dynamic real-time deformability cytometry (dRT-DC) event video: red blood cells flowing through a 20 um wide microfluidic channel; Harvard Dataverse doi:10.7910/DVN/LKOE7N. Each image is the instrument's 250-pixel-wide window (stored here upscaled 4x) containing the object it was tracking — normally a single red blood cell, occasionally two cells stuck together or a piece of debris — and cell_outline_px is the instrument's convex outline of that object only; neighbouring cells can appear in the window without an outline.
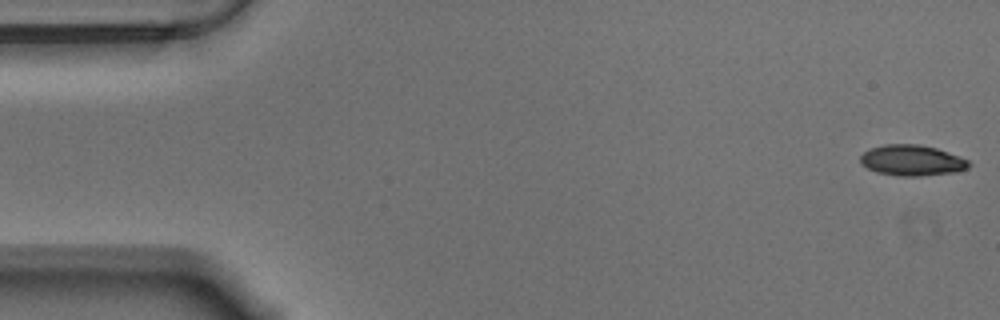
{"species": "Egyptian fruit bat (a non-hibernating species)", "species_latin": "Rousettus aegyptiacus", "temperature_condition": "warm", "stored_images_in_passage": 57, "camera_frame_rate_fps": 3000, "um_per_image_px": 0.085, "animal": {"sex": "male"}, "frame": {"image": 1, "passage_image": 1, "time_ms": 0.0, "image_size_px": [1000, 320], "cell_outline_px": [[972, 164], [968, 168], [956, 172], [920, 176], [900, 176], [876, 172], [868, 168], [860, 160], [860, 156], [868, 148], [884, 144], [920, 144], [936, 148], [960, 156], [968, 160]], "centroid_in_image_um": [77.53, 13.62], "position_along_channel_um": 7.5, "area_um2": 19.54}}
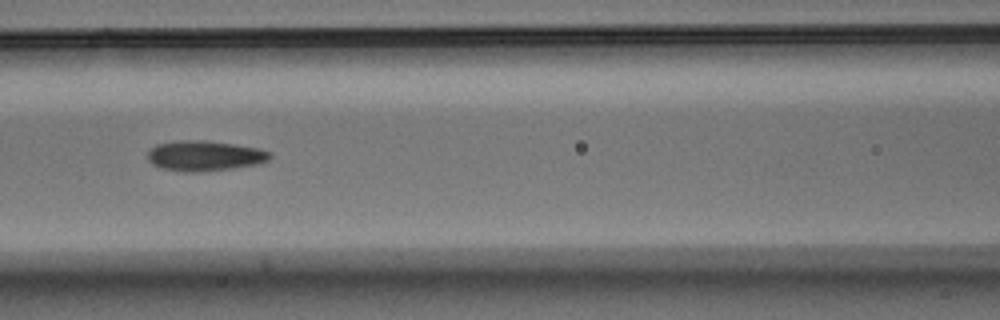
{"frame": {"image": 2, "passage_image": 24, "time_ms": 7.667, "image_size_px": [1000, 320], "cell_outline_px": [[272, 156], [268, 160], [260, 164], [236, 168], [200, 172], [184, 172], [160, 168], [152, 164], [148, 160], [148, 152], [156, 144], [180, 140], [204, 140], [260, 148], [272, 152]], "centroid_in_image_um": [17.42, 13.25], "position_along_channel_um": 149.2, "area_um2": 21.85}}
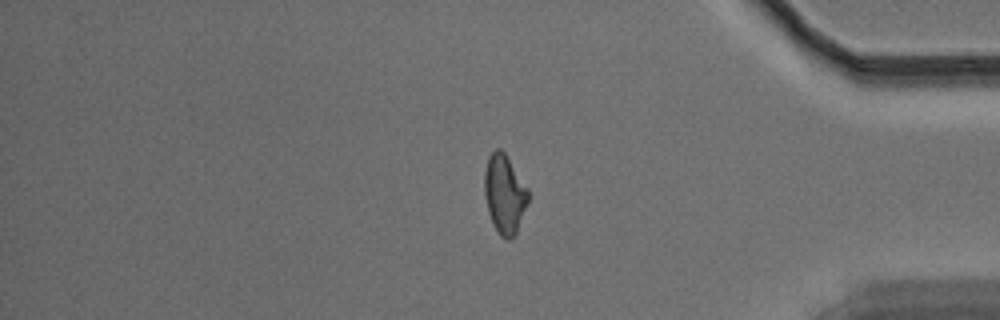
{"frame": {"image": 3, "passage_image": 47, "time_ms": 15.333, "image_size_px": [1000, 320], "cell_outline_px": [[528, 204], [516, 232], [508, 240], [500, 236], [492, 224], [488, 212], [484, 192], [484, 172], [488, 156], [496, 148], [500, 148], [504, 152], [528, 188]], "centroid_in_image_um": [42.87, 16.49], "position_along_channel_um": 392.3, "area_um2": 20.11}, "authors_computed_cell_mechanics": {"area_um2": 20.0566, "velocity_mm_per_s": 3.5274, "shape_relaxation_time_tau1_ms": null, "shape_relaxation_time_tau2_ms": 3.7469, "deformation_change_tau1": null, "deformation_change_tau2": 0.1086}}